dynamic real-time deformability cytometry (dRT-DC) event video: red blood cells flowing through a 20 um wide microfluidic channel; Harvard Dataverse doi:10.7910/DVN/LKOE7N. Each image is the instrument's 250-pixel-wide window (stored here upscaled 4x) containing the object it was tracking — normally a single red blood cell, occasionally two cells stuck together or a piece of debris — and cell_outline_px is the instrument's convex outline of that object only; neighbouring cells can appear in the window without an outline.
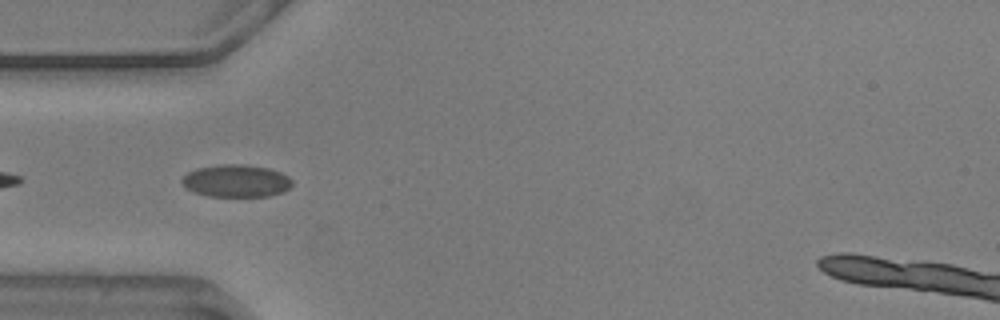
{"species": "common noctule bat (a hibernating species)", "species_latin": "Nyctalus noctula", "temperature_condition": "warm", "stored_images_in_passage": 5, "camera_frame_rate_fps": 3000, "um_per_image_px": 0.085, "animal": {"sex": "male", "body_mass_g": 20.5, "forearm_length_mm": 52.5}, "frame": {"image": 1, "passage_image": 2, "time_ms": 0.333, "image_size_px": [1000, 320], "cell_outline_px": [[292, 184], [284, 192], [268, 196], [208, 196], [192, 192], [180, 180], [188, 172], [196, 168], [220, 164], [244, 164], [268, 168], [280, 172], [288, 176], [292, 180]], "centroid_in_image_um": [20.08, 15.37], "position_along_channel_um": 64.9, "area_um2": 20.87}}